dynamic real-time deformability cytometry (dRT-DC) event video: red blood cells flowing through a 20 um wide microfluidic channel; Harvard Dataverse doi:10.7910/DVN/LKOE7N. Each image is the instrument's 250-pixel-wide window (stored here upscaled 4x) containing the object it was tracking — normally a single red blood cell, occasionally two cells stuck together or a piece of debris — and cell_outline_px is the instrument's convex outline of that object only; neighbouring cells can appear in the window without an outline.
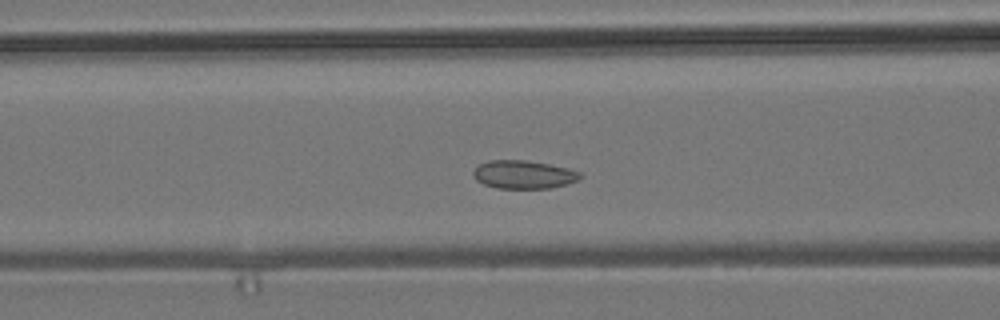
{"species": "common noctule bat (a hibernating species)", "species_latin": "Nyctalus noctula", "temperature_condition": "room temperature", "stored_images_in_passage": 32, "camera_frame_rate_fps": 3000, "um_per_image_px": 0.085, "animal": {"sex": "male", "body_mass_g": 19.2, "forearm_length_mm": 51.8}, "frame": {"image": 1, "passage_image": 16, "time_ms": 5.0, "image_size_px": [1000, 320], "cell_outline_px": [[580, 180], [568, 184], [552, 188], [496, 188], [484, 184], [476, 180], [472, 176], [472, 172], [480, 164], [488, 160], [524, 160], [548, 164], [568, 168], [580, 172]], "centroid_in_image_um": [44.5, 14.84], "position_along_channel_um": 122.1, "area_um2": 17.63}}
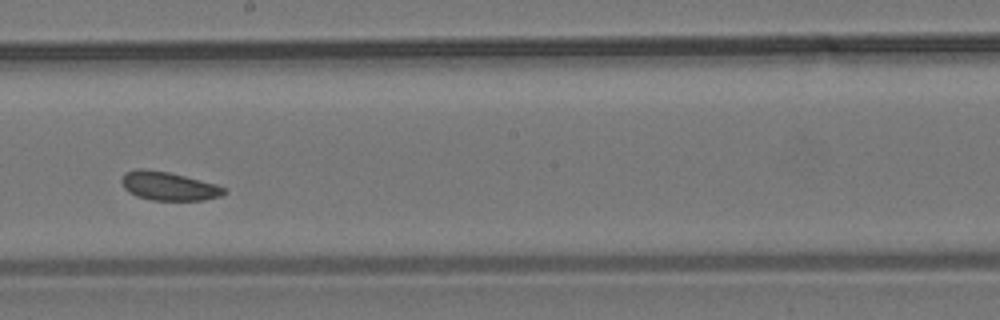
{"frame": {"image": 2, "passage_image": 25, "time_ms": 8.0, "image_size_px": [1000, 320], "cell_outline_px": [[228, 192], [220, 196], [204, 200], [152, 200], [136, 196], [128, 192], [124, 188], [120, 180], [124, 172], [140, 168], [144, 168], [168, 172], [216, 184], [224, 188]], "centroid_in_image_um": [14.3, 15.81], "position_along_channel_um": 233.9, "area_um2": 17.11}}
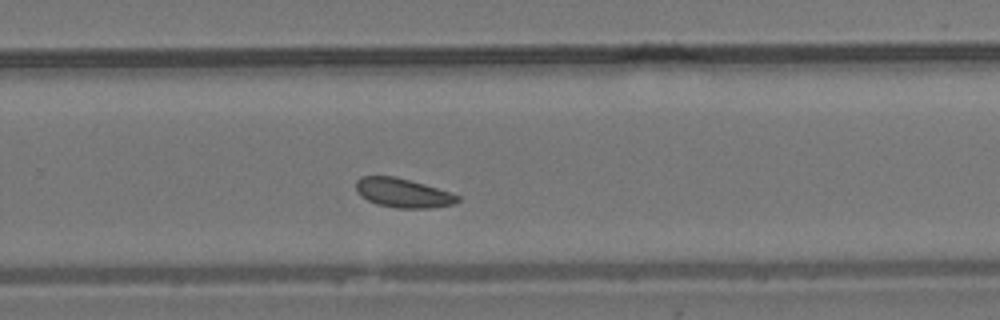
{"frame": {"image": 3, "passage_image": 30, "time_ms": 9.667, "image_size_px": [1000, 320], "cell_outline_px": [[460, 200], [456, 204], [432, 208], [396, 208], [376, 204], [360, 196], [356, 192], [356, 180], [360, 176], [396, 176], [452, 192], [460, 196]], "centroid_in_image_um": [34.26, 16.4], "position_along_channel_um": 295.5, "area_um2": 17.57}}